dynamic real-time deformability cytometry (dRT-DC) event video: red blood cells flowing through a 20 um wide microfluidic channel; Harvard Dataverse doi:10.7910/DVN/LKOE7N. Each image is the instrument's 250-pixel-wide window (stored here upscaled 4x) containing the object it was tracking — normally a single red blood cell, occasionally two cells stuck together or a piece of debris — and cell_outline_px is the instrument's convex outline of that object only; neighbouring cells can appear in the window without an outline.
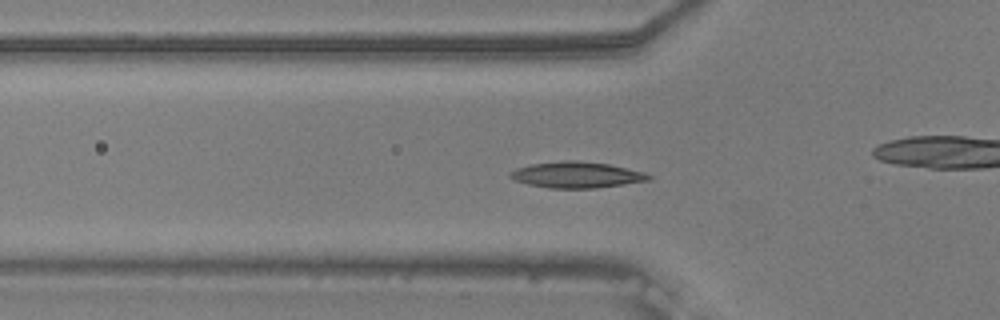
{"species": "common noctule bat (a hibernating species)", "species_latin": "Nyctalus noctula", "temperature_condition": "warm", "stored_images_in_passage": 55, "camera_frame_rate_fps": 3000, "um_per_image_px": 0.085, "animal": {"sex": "male", "body_mass_g": 20.5, "forearm_length_mm": 52.5}, "frame": {"image": 1, "passage_image": 18, "time_ms": 5.667, "image_size_px": [1000, 320], "cell_outline_px": [[656, 176], [652, 180], [596, 188], [548, 188], [528, 184], [516, 180], [508, 176], [508, 172], [516, 168], [532, 164], [568, 160], [572, 160], [608, 164], [644, 172]], "centroid_in_image_um": [49.05, 14.87], "position_along_channel_um": 76.8, "area_um2": 21.04}}
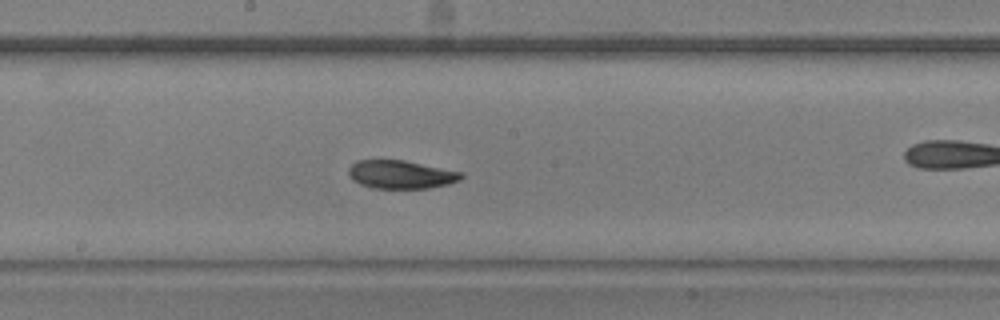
{"frame": {"image": 2, "passage_image": 29, "time_ms": 9.333, "image_size_px": [1000, 320], "cell_outline_px": [[464, 176], [460, 180], [448, 184], [428, 188], [372, 188], [360, 184], [352, 180], [348, 176], [348, 168], [356, 160], [404, 160], [464, 172]], "centroid_in_image_um": [34.07, 14.83], "position_along_channel_um": 214.1, "area_um2": 18.73}}
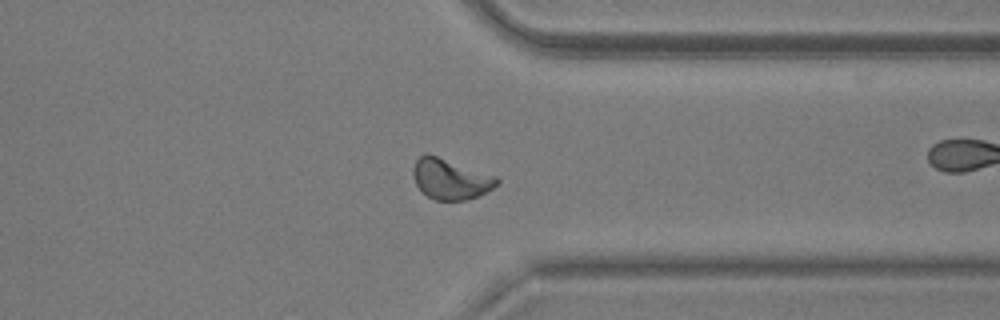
{"frame": {"image": 3, "passage_image": 42, "time_ms": 13.667, "image_size_px": [1000, 320], "cell_outline_px": [[500, 180], [492, 188], [468, 200], [436, 200], [428, 196], [416, 184], [412, 172], [412, 168], [416, 160], [424, 152], [428, 152], [496, 176]], "centroid_in_image_um": [38.26, 15.18], "position_along_channel_um": 373.1, "area_um2": 19.71}, "authors_computed_cell_mechanics": {"area_um2": 19.363, "velocity_mm_per_s": 3.717, "shape_relaxation_time_tau1_ms": 6.9567, "shape_relaxation_time_tau2_ms": 2.35, "deformation_change_tau1": 0.1646, "deformation_change_tau2": 0.0685}}